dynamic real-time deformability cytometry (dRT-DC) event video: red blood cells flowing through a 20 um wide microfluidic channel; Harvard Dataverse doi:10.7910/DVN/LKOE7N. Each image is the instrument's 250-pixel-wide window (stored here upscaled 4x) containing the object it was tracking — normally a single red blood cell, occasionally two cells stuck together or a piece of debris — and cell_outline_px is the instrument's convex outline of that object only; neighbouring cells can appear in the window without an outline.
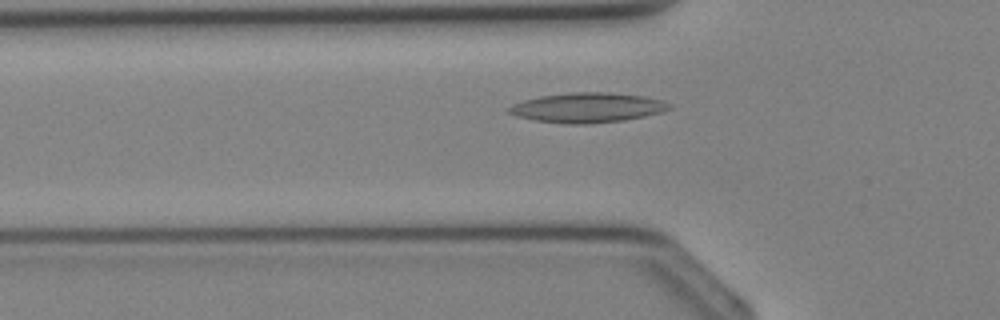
{"species": "Egyptian fruit bat (a non-hibernating species)", "species_latin": "Rousettus aegyptiacus", "temperature_condition": "cold", "stored_images_in_passage": 27, "camera_frame_rate_fps": 3000, "um_per_image_px": 0.085, "animal": {"sex": "female"}, "frame": {"image": 1, "passage_image": 6, "time_ms": 1.667, "image_size_px": [1000, 320], "cell_outline_px": [[672, 108], [664, 112], [624, 120], [588, 124], [568, 124], [532, 120], [516, 116], [504, 112], [504, 108], [512, 104], [524, 100], [540, 96], [572, 92], [608, 92], [640, 96], [660, 100], [672, 104]], "centroid_in_image_um": [49.87, 9.16], "position_along_channel_um": 75.9, "area_um2": 28.09}}
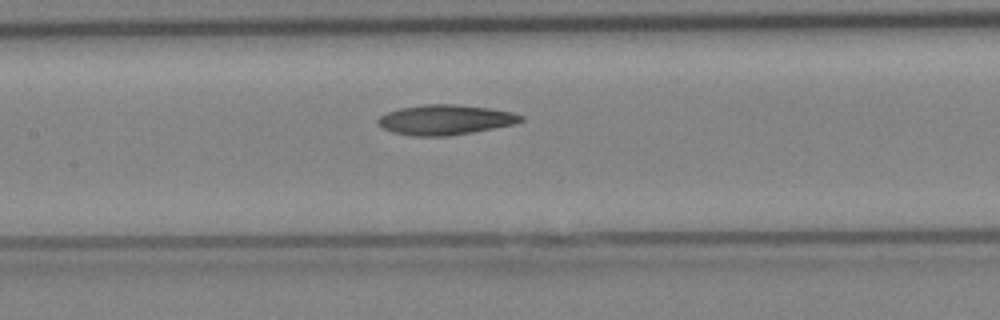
{"frame": {"image": 2, "passage_image": 11, "time_ms": 3.333, "image_size_px": [1000, 320], "cell_outline_px": [[524, 120], [512, 124], [472, 132], [448, 136], [412, 136], [392, 132], [384, 128], [376, 120], [380, 116], [388, 112], [400, 108], [424, 104], [452, 104], [492, 108], [512, 112], [524, 116]], "centroid_in_image_um": [37.85, 10.17], "position_along_channel_um": 169.6, "area_um2": 24.85}}
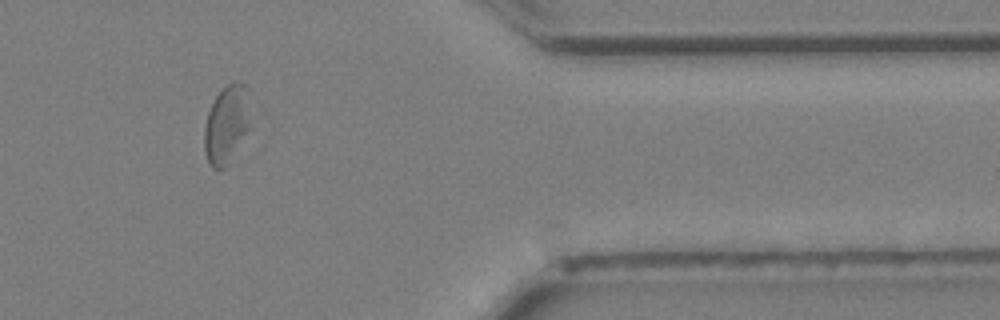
{"frame": {"image": 3, "passage_image": 24, "time_ms": 7.667, "image_size_px": [1000, 320], "cell_outline_px": [[252, 128], [228, 164], [224, 168], [212, 168], [208, 164], [204, 152], [204, 128], [208, 112], [216, 96], [228, 84], [236, 80], [240, 80], [248, 88]], "centroid_in_image_um": [19.31, 10.57], "position_along_channel_um": 392.1, "area_um2": 21.73}}